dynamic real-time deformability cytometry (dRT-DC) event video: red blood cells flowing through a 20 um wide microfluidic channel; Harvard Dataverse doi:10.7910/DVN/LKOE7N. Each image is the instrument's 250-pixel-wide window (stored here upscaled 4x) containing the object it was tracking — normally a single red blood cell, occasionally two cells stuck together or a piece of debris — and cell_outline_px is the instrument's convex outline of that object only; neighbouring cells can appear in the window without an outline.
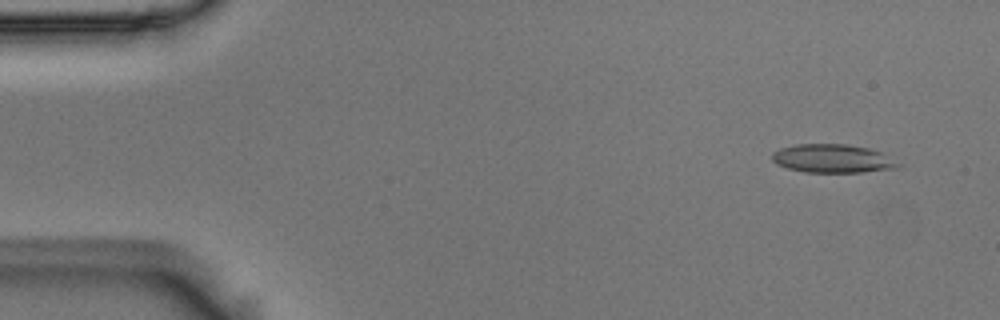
{"species": "Egyptian fruit bat (a non-hibernating species)", "species_latin": "Rousettus aegyptiacus", "temperature_condition": "room temperature", "stored_images_in_passage": 51, "camera_frame_rate_fps": 3000, "um_per_image_px": 0.085, "animal": {"sex": "male"}, "frame": {"image": 1, "passage_image": 1, "time_ms": 0.0, "image_size_px": [1000, 320], "cell_outline_px": [[900, 164], [892, 168], [860, 172], [804, 172], [788, 168], [776, 164], [772, 160], [772, 152], [780, 148], [796, 144], [848, 144], [868, 148], [880, 152]], "centroid_in_image_um": [70.68, 13.47], "position_along_channel_um": 14.3, "area_um2": 20.63}}
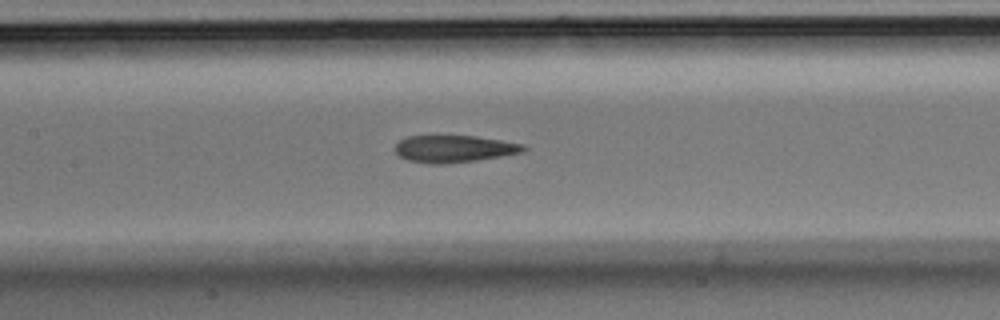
{"frame": {"image": 2, "passage_image": 22, "time_ms": 7.0, "image_size_px": [1000, 320], "cell_outline_px": [[528, 148], [524, 152], [476, 160], [444, 164], [432, 164], [408, 160], [400, 156], [396, 152], [396, 144], [400, 140], [408, 136], [476, 136], [524, 144]], "centroid_in_image_um": [38.62, 12.65], "position_along_channel_um": 168.8, "area_um2": 20.11}}
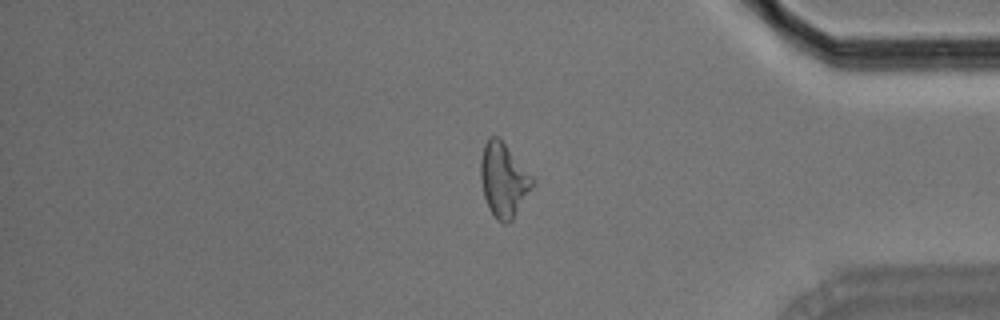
{"frame": {"image": 3, "passage_image": 42, "time_ms": 13.667, "image_size_px": [1000, 320], "cell_outline_px": [[536, 184], [512, 220], [508, 224], [504, 224], [496, 220], [488, 208], [484, 196], [480, 176], [480, 160], [484, 144], [488, 136], [496, 136], [504, 144], [536, 180]], "centroid_in_image_um": [42.81, 15.34], "position_along_channel_um": 392.4, "area_um2": 22.48}, "authors_computed_cell_mechanics": {"area_um2": 21.2126, "velocity_mm_per_s": 3.7224, "shape_relaxation_time_tau1_ms": 8.6554, "shape_relaxation_time_tau2_ms": 2.2341, "deformation_change_tau1": 0.1936, "deformation_change_tau2": 0.1157}}